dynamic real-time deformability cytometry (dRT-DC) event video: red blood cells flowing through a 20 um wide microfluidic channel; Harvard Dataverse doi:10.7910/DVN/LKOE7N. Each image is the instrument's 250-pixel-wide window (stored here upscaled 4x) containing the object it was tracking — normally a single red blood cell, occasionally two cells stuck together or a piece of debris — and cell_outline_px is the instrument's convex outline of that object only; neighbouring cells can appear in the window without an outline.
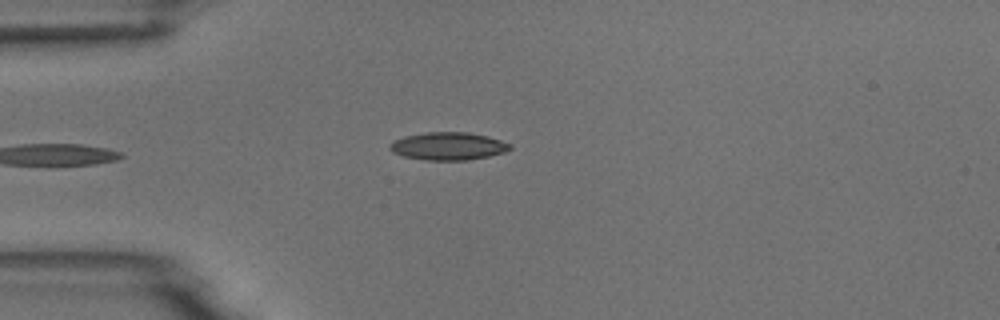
{"species": "common noctule bat (a hibernating species)", "species_latin": "Nyctalus noctula", "temperature_condition": "room temperature", "stored_images_in_passage": 7, "camera_frame_rate_fps": 3000, "um_per_image_px": 0.085, "animal": {"sex": "male", "body_mass_g": 18.8}, "frame": {"image": 1, "passage_image": 5, "time_ms": 4.667, "image_size_px": [1000, 320], "cell_outline_px": [[512, 148], [504, 152], [488, 156], [468, 160], [424, 160], [404, 156], [392, 152], [388, 148], [388, 144], [404, 136], [424, 132], [468, 132], [488, 136], [512, 144]], "centroid_in_image_um": [38.09, 12.42], "position_along_channel_um": 46.9, "area_um2": 19.54}}